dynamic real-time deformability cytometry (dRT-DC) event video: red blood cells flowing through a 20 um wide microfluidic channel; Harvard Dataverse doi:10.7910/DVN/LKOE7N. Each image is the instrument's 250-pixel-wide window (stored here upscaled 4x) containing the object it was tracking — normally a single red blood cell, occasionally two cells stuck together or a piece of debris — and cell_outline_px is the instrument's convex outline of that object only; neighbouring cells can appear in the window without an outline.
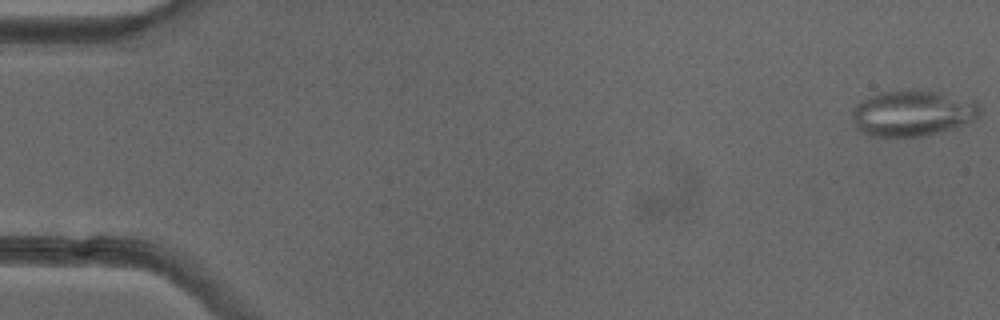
{"species": "common noctule bat (a hibernating species)", "species_latin": "Nyctalus noctula", "temperature_condition": "cold", "stored_images_in_passage": 51, "camera_frame_rate_fps": 3000, "um_per_image_px": 0.085, "animal": {"sex": "female"}, "frame": {"image": 1, "passage_image": 1, "time_ms": 0.0, "image_size_px": [1000, 320], "cell_outline_px": [[980, 112], [972, 120], [964, 124], [940, 132], [924, 136], [868, 136], [856, 128], [852, 116], [852, 108], [856, 104], [868, 96], [880, 92], [908, 88], [928, 88], [976, 100], [980, 104]], "centroid_in_image_um": [77.57, 9.56], "position_along_channel_um": 7.4, "area_um2": 35.08}}
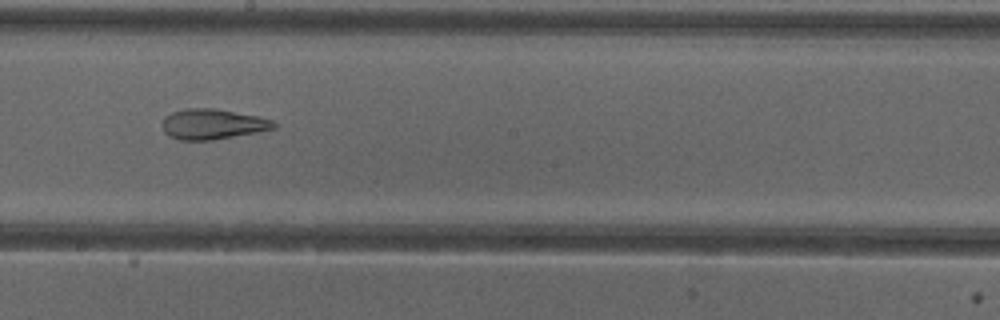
{"frame": {"image": 2, "passage_image": 29, "time_ms": 9.333, "image_size_px": [1000, 320], "cell_outline_px": [[276, 128], [256, 132], [212, 140], [180, 140], [168, 136], [164, 132], [160, 124], [164, 116], [172, 112], [184, 108], [216, 108], [256, 116], [272, 120], [276, 124]], "centroid_in_image_um": [18.0, 10.54], "position_along_channel_um": 230.2, "area_um2": 19.83}}
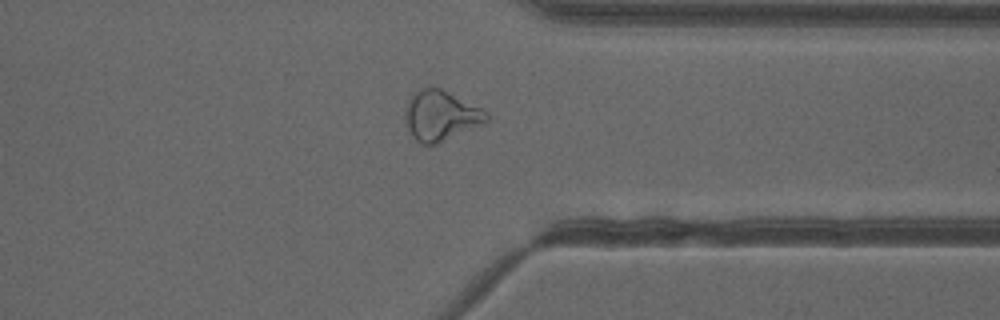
{"frame": {"image": 3, "passage_image": 40, "time_ms": 13.0, "image_size_px": [1000, 320], "cell_outline_px": [[488, 120], [484, 124], [436, 144], [420, 144], [408, 132], [404, 116], [408, 100], [420, 88], [428, 84], [440, 88], [488, 112]], "centroid_in_image_um": [37.44, 9.82], "position_along_channel_um": 374.0, "area_um2": 23.81}, "authors_computed_cell_mechanics": {"area_um2": 25.7788, "velocity_mm_per_s": 4.0053, "shape_relaxation_time_tau1_ms": null, "shape_relaxation_time_tau2_ms": 1.8512, "deformation_change_tau1": null, "deformation_change_tau2": 0.1104}}